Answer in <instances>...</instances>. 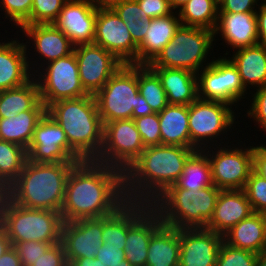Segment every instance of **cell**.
<instances>
[{
	"mask_svg": "<svg viewBox=\"0 0 266 266\" xmlns=\"http://www.w3.org/2000/svg\"><path fill=\"white\" fill-rule=\"evenodd\" d=\"M32 266H69L62 243L51 245Z\"/></svg>",
	"mask_w": 266,
	"mask_h": 266,
	"instance_id": "ee69618b",
	"label": "cell"
},
{
	"mask_svg": "<svg viewBox=\"0 0 266 266\" xmlns=\"http://www.w3.org/2000/svg\"><path fill=\"white\" fill-rule=\"evenodd\" d=\"M51 243H43L39 241L18 242L13 245L16 249L22 266H32L34 262L45 253L51 246Z\"/></svg>",
	"mask_w": 266,
	"mask_h": 266,
	"instance_id": "b9f144b4",
	"label": "cell"
},
{
	"mask_svg": "<svg viewBox=\"0 0 266 266\" xmlns=\"http://www.w3.org/2000/svg\"><path fill=\"white\" fill-rule=\"evenodd\" d=\"M97 9H110L126 0H90Z\"/></svg>",
	"mask_w": 266,
	"mask_h": 266,
	"instance_id": "680465c9",
	"label": "cell"
},
{
	"mask_svg": "<svg viewBox=\"0 0 266 266\" xmlns=\"http://www.w3.org/2000/svg\"><path fill=\"white\" fill-rule=\"evenodd\" d=\"M214 36L212 30L181 25L170 42L148 66L186 69L198 74L215 40Z\"/></svg>",
	"mask_w": 266,
	"mask_h": 266,
	"instance_id": "52a82bcc",
	"label": "cell"
},
{
	"mask_svg": "<svg viewBox=\"0 0 266 266\" xmlns=\"http://www.w3.org/2000/svg\"><path fill=\"white\" fill-rule=\"evenodd\" d=\"M189 0H169L172 9H178L185 5Z\"/></svg>",
	"mask_w": 266,
	"mask_h": 266,
	"instance_id": "6125c7cd",
	"label": "cell"
},
{
	"mask_svg": "<svg viewBox=\"0 0 266 266\" xmlns=\"http://www.w3.org/2000/svg\"><path fill=\"white\" fill-rule=\"evenodd\" d=\"M5 8L6 17H10L16 25L21 26L31 14L33 0H0Z\"/></svg>",
	"mask_w": 266,
	"mask_h": 266,
	"instance_id": "7bdbcfd3",
	"label": "cell"
},
{
	"mask_svg": "<svg viewBox=\"0 0 266 266\" xmlns=\"http://www.w3.org/2000/svg\"><path fill=\"white\" fill-rule=\"evenodd\" d=\"M179 229L163 224L151 237L146 266H179Z\"/></svg>",
	"mask_w": 266,
	"mask_h": 266,
	"instance_id": "f1b7e54d",
	"label": "cell"
},
{
	"mask_svg": "<svg viewBox=\"0 0 266 266\" xmlns=\"http://www.w3.org/2000/svg\"><path fill=\"white\" fill-rule=\"evenodd\" d=\"M229 105L221 101L197 98L188 106L190 141L198 150H202L204 139L207 141L218 137L222 131L224 133L231 128L235 117Z\"/></svg>",
	"mask_w": 266,
	"mask_h": 266,
	"instance_id": "5bb4252c",
	"label": "cell"
},
{
	"mask_svg": "<svg viewBox=\"0 0 266 266\" xmlns=\"http://www.w3.org/2000/svg\"><path fill=\"white\" fill-rule=\"evenodd\" d=\"M46 112L66 133L70 147L83 160H96L103 145L104 125L94 95L54 102Z\"/></svg>",
	"mask_w": 266,
	"mask_h": 266,
	"instance_id": "277c9868",
	"label": "cell"
},
{
	"mask_svg": "<svg viewBox=\"0 0 266 266\" xmlns=\"http://www.w3.org/2000/svg\"><path fill=\"white\" fill-rule=\"evenodd\" d=\"M244 191L253 212L264 213L266 211V180L252 170Z\"/></svg>",
	"mask_w": 266,
	"mask_h": 266,
	"instance_id": "ab89813d",
	"label": "cell"
},
{
	"mask_svg": "<svg viewBox=\"0 0 266 266\" xmlns=\"http://www.w3.org/2000/svg\"><path fill=\"white\" fill-rule=\"evenodd\" d=\"M27 160L25 148L0 140V178L8 187L18 178Z\"/></svg>",
	"mask_w": 266,
	"mask_h": 266,
	"instance_id": "e575fe53",
	"label": "cell"
},
{
	"mask_svg": "<svg viewBox=\"0 0 266 266\" xmlns=\"http://www.w3.org/2000/svg\"><path fill=\"white\" fill-rule=\"evenodd\" d=\"M28 110H46L36 79L32 78L23 86L0 91V118H10Z\"/></svg>",
	"mask_w": 266,
	"mask_h": 266,
	"instance_id": "4dcf8cb0",
	"label": "cell"
},
{
	"mask_svg": "<svg viewBox=\"0 0 266 266\" xmlns=\"http://www.w3.org/2000/svg\"><path fill=\"white\" fill-rule=\"evenodd\" d=\"M138 89L154 113L168 105L160 78L148 65H138Z\"/></svg>",
	"mask_w": 266,
	"mask_h": 266,
	"instance_id": "d590c367",
	"label": "cell"
},
{
	"mask_svg": "<svg viewBox=\"0 0 266 266\" xmlns=\"http://www.w3.org/2000/svg\"><path fill=\"white\" fill-rule=\"evenodd\" d=\"M179 238V266H216L222 235L206 228H183Z\"/></svg>",
	"mask_w": 266,
	"mask_h": 266,
	"instance_id": "d6986e66",
	"label": "cell"
},
{
	"mask_svg": "<svg viewBox=\"0 0 266 266\" xmlns=\"http://www.w3.org/2000/svg\"><path fill=\"white\" fill-rule=\"evenodd\" d=\"M218 4L222 1V0H215Z\"/></svg>",
	"mask_w": 266,
	"mask_h": 266,
	"instance_id": "03108f58",
	"label": "cell"
},
{
	"mask_svg": "<svg viewBox=\"0 0 266 266\" xmlns=\"http://www.w3.org/2000/svg\"><path fill=\"white\" fill-rule=\"evenodd\" d=\"M97 8L90 0H68L53 23L74 46L94 43Z\"/></svg>",
	"mask_w": 266,
	"mask_h": 266,
	"instance_id": "ffe728a7",
	"label": "cell"
},
{
	"mask_svg": "<svg viewBox=\"0 0 266 266\" xmlns=\"http://www.w3.org/2000/svg\"><path fill=\"white\" fill-rule=\"evenodd\" d=\"M95 258L99 259L103 266H115L125 259L124 247L106 246L103 243Z\"/></svg>",
	"mask_w": 266,
	"mask_h": 266,
	"instance_id": "c3c4849f",
	"label": "cell"
},
{
	"mask_svg": "<svg viewBox=\"0 0 266 266\" xmlns=\"http://www.w3.org/2000/svg\"><path fill=\"white\" fill-rule=\"evenodd\" d=\"M163 225L159 213L147 203L127 201L125 259L132 266H146L152 235Z\"/></svg>",
	"mask_w": 266,
	"mask_h": 266,
	"instance_id": "30bf717a",
	"label": "cell"
},
{
	"mask_svg": "<svg viewBox=\"0 0 266 266\" xmlns=\"http://www.w3.org/2000/svg\"><path fill=\"white\" fill-rule=\"evenodd\" d=\"M115 266H132L126 259L122 260L120 264Z\"/></svg>",
	"mask_w": 266,
	"mask_h": 266,
	"instance_id": "be15d7a7",
	"label": "cell"
},
{
	"mask_svg": "<svg viewBox=\"0 0 266 266\" xmlns=\"http://www.w3.org/2000/svg\"><path fill=\"white\" fill-rule=\"evenodd\" d=\"M179 17L172 13L150 19V26L143 41L138 45L137 65H148L170 42L181 26Z\"/></svg>",
	"mask_w": 266,
	"mask_h": 266,
	"instance_id": "484cf974",
	"label": "cell"
},
{
	"mask_svg": "<svg viewBox=\"0 0 266 266\" xmlns=\"http://www.w3.org/2000/svg\"><path fill=\"white\" fill-rule=\"evenodd\" d=\"M162 145L198 150L190 141L188 106L168 104L158 113Z\"/></svg>",
	"mask_w": 266,
	"mask_h": 266,
	"instance_id": "83f0119b",
	"label": "cell"
},
{
	"mask_svg": "<svg viewBox=\"0 0 266 266\" xmlns=\"http://www.w3.org/2000/svg\"><path fill=\"white\" fill-rule=\"evenodd\" d=\"M138 94V65L122 64L94 95L103 125L115 120L132 119Z\"/></svg>",
	"mask_w": 266,
	"mask_h": 266,
	"instance_id": "ba28073f",
	"label": "cell"
},
{
	"mask_svg": "<svg viewBox=\"0 0 266 266\" xmlns=\"http://www.w3.org/2000/svg\"><path fill=\"white\" fill-rule=\"evenodd\" d=\"M63 219L60 212L31 209L14 203L10 198L0 207V226L12 246L18 242H61Z\"/></svg>",
	"mask_w": 266,
	"mask_h": 266,
	"instance_id": "8992f818",
	"label": "cell"
},
{
	"mask_svg": "<svg viewBox=\"0 0 266 266\" xmlns=\"http://www.w3.org/2000/svg\"><path fill=\"white\" fill-rule=\"evenodd\" d=\"M205 150H197L187 159L180 178L169 188H183L196 192L214 185L211 166L207 155L204 153Z\"/></svg>",
	"mask_w": 266,
	"mask_h": 266,
	"instance_id": "d6a6232c",
	"label": "cell"
},
{
	"mask_svg": "<svg viewBox=\"0 0 266 266\" xmlns=\"http://www.w3.org/2000/svg\"><path fill=\"white\" fill-rule=\"evenodd\" d=\"M150 19L170 15L172 8L169 0H136Z\"/></svg>",
	"mask_w": 266,
	"mask_h": 266,
	"instance_id": "7dc6e473",
	"label": "cell"
},
{
	"mask_svg": "<svg viewBox=\"0 0 266 266\" xmlns=\"http://www.w3.org/2000/svg\"><path fill=\"white\" fill-rule=\"evenodd\" d=\"M68 0H33L30 17L22 25L51 24Z\"/></svg>",
	"mask_w": 266,
	"mask_h": 266,
	"instance_id": "74e56055",
	"label": "cell"
},
{
	"mask_svg": "<svg viewBox=\"0 0 266 266\" xmlns=\"http://www.w3.org/2000/svg\"><path fill=\"white\" fill-rule=\"evenodd\" d=\"M69 266H103L100 260L95 257H83L75 259Z\"/></svg>",
	"mask_w": 266,
	"mask_h": 266,
	"instance_id": "9f6ffc18",
	"label": "cell"
},
{
	"mask_svg": "<svg viewBox=\"0 0 266 266\" xmlns=\"http://www.w3.org/2000/svg\"><path fill=\"white\" fill-rule=\"evenodd\" d=\"M145 147L161 145V132L158 113L133 119Z\"/></svg>",
	"mask_w": 266,
	"mask_h": 266,
	"instance_id": "60d3db41",
	"label": "cell"
},
{
	"mask_svg": "<svg viewBox=\"0 0 266 266\" xmlns=\"http://www.w3.org/2000/svg\"><path fill=\"white\" fill-rule=\"evenodd\" d=\"M228 245L256 254L266 250V222L263 213L253 212L223 235Z\"/></svg>",
	"mask_w": 266,
	"mask_h": 266,
	"instance_id": "4316f807",
	"label": "cell"
},
{
	"mask_svg": "<svg viewBox=\"0 0 266 266\" xmlns=\"http://www.w3.org/2000/svg\"><path fill=\"white\" fill-rule=\"evenodd\" d=\"M78 72L84 90L95 95L123 64L103 47L91 44L74 46Z\"/></svg>",
	"mask_w": 266,
	"mask_h": 266,
	"instance_id": "2e32d148",
	"label": "cell"
},
{
	"mask_svg": "<svg viewBox=\"0 0 266 266\" xmlns=\"http://www.w3.org/2000/svg\"><path fill=\"white\" fill-rule=\"evenodd\" d=\"M76 164L27 160L18 178L9 186V198L26 208L60 212L67 178Z\"/></svg>",
	"mask_w": 266,
	"mask_h": 266,
	"instance_id": "3957f363",
	"label": "cell"
},
{
	"mask_svg": "<svg viewBox=\"0 0 266 266\" xmlns=\"http://www.w3.org/2000/svg\"><path fill=\"white\" fill-rule=\"evenodd\" d=\"M257 255L248 250L232 247L223 241L216 266H257Z\"/></svg>",
	"mask_w": 266,
	"mask_h": 266,
	"instance_id": "f35d334b",
	"label": "cell"
},
{
	"mask_svg": "<svg viewBox=\"0 0 266 266\" xmlns=\"http://www.w3.org/2000/svg\"><path fill=\"white\" fill-rule=\"evenodd\" d=\"M46 110H28L10 118H0V140L25 148L31 143L33 132Z\"/></svg>",
	"mask_w": 266,
	"mask_h": 266,
	"instance_id": "1f68e13d",
	"label": "cell"
},
{
	"mask_svg": "<svg viewBox=\"0 0 266 266\" xmlns=\"http://www.w3.org/2000/svg\"><path fill=\"white\" fill-rule=\"evenodd\" d=\"M27 154L28 160L36 163L84 161L70 147L66 133L47 112L36 125Z\"/></svg>",
	"mask_w": 266,
	"mask_h": 266,
	"instance_id": "8fae6325",
	"label": "cell"
},
{
	"mask_svg": "<svg viewBox=\"0 0 266 266\" xmlns=\"http://www.w3.org/2000/svg\"><path fill=\"white\" fill-rule=\"evenodd\" d=\"M12 247L6 231L0 226V257Z\"/></svg>",
	"mask_w": 266,
	"mask_h": 266,
	"instance_id": "6f0895ef",
	"label": "cell"
},
{
	"mask_svg": "<svg viewBox=\"0 0 266 266\" xmlns=\"http://www.w3.org/2000/svg\"><path fill=\"white\" fill-rule=\"evenodd\" d=\"M126 202L124 172L95 160H84L69 173L60 213L63 222L103 218Z\"/></svg>",
	"mask_w": 266,
	"mask_h": 266,
	"instance_id": "6da1fadb",
	"label": "cell"
},
{
	"mask_svg": "<svg viewBox=\"0 0 266 266\" xmlns=\"http://www.w3.org/2000/svg\"><path fill=\"white\" fill-rule=\"evenodd\" d=\"M252 213L244 189L220 190L212 217L205 228L223 236Z\"/></svg>",
	"mask_w": 266,
	"mask_h": 266,
	"instance_id": "44dd1931",
	"label": "cell"
},
{
	"mask_svg": "<svg viewBox=\"0 0 266 266\" xmlns=\"http://www.w3.org/2000/svg\"><path fill=\"white\" fill-rule=\"evenodd\" d=\"M237 68L244 87L266 85V46L256 44L239 48L229 59Z\"/></svg>",
	"mask_w": 266,
	"mask_h": 266,
	"instance_id": "f546056e",
	"label": "cell"
},
{
	"mask_svg": "<svg viewBox=\"0 0 266 266\" xmlns=\"http://www.w3.org/2000/svg\"><path fill=\"white\" fill-rule=\"evenodd\" d=\"M253 149L220 148L212 157L205 153L209 157L214 186L221 190L244 189L253 170Z\"/></svg>",
	"mask_w": 266,
	"mask_h": 266,
	"instance_id": "e0dca14e",
	"label": "cell"
},
{
	"mask_svg": "<svg viewBox=\"0 0 266 266\" xmlns=\"http://www.w3.org/2000/svg\"><path fill=\"white\" fill-rule=\"evenodd\" d=\"M9 199V187L0 178V207Z\"/></svg>",
	"mask_w": 266,
	"mask_h": 266,
	"instance_id": "91938a15",
	"label": "cell"
},
{
	"mask_svg": "<svg viewBox=\"0 0 266 266\" xmlns=\"http://www.w3.org/2000/svg\"><path fill=\"white\" fill-rule=\"evenodd\" d=\"M0 266H22L21 259L13 246L0 257Z\"/></svg>",
	"mask_w": 266,
	"mask_h": 266,
	"instance_id": "11a10c76",
	"label": "cell"
},
{
	"mask_svg": "<svg viewBox=\"0 0 266 266\" xmlns=\"http://www.w3.org/2000/svg\"><path fill=\"white\" fill-rule=\"evenodd\" d=\"M248 116L253 117L266 130V85L257 89Z\"/></svg>",
	"mask_w": 266,
	"mask_h": 266,
	"instance_id": "bcb514c9",
	"label": "cell"
},
{
	"mask_svg": "<svg viewBox=\"0 0 266 266\" xmlns=\"http://www.w3.org/2000/svg\"><path fill=\"white\" fill-rule=\"evenodd\" d=\"M263 215H264L265 222H266V211L263 213Z\"/></svg>",
	"mask_w": 266,
	"mask_h": 266,
	"instance_id": "e7e4bbea",
	"label": "cell"
},
{
	"mask_svg": "<svg viewBox=\"0 0 266 266\" xmlns=\"http://www.w3.org/2000/svg\"><path fill=\"white\" fill-rule=\"evenodd\" d=\"M253 170L266 180V147L264 145L253 149Z\"/></svg>",
	"mask_w": 266,
	"mask_h": 266,
	"instance_id": "816d5d0a",
	"label": "cell"
},
{
	"mask_svg": "<svg viewBox=\"0 0 266 266\" xmlns=\"http://www.w3.org/2000/svg\"><path fill=\"white\" fill-rule=\"evenodd\" d=\"M195 151L175 145L147 146L124 172L127 201L151 205L180 178L187 159Z\"/></svg>",
	"mask_w": 266,
	"mask_h": 266,
	"instance_id": "7a4b0ae2",
	"label": "cell"
},
{
	"mask_svg": "<svg viewBox=\"0 0 266 266\" xmlns=\"http://www.w3.org/2000/svg\"><path fill=\"white\" fill-rule=\"evenodd\" d=\"M145 148L133 119L115 120L104 124L103 145L95 161L125 172Z\"/></svg>",
	"mask_w": 266,
	"mask_h": 266,
	"instance_id": "9c48e42d",
	"label": "cell"
},
{
	"mask_svg": "<svg viewBox=\"0 0 266 266\" xmlns=\"http://www.w3.org/2000/svg\"><path fill=\"white\" fill-rule=\"evenodd\" d=\"M94 44L111 52L123 64L137 65L138 45L112 8L97 9Z\"/></svg>",
	"mask_w": 266,
	"mask_h": 266,
	"instance_id": "9a60e30c",
	"label": "cell"
},
{
	"mask_svg": "<svg viewBox=\"0 0 266 266\" xmlns=\"http://www.w3.org/2000/svg\"><path fill=\"white\" fill-rule=\"evenodd\" d=\"M103 218L63 222L61 243L69 265L78 258L96 257L102 246Z\"/></svg>",
	"mask_w": 266,
	"mask_h": 266,
	"instance_id": "ac0fdd59",
	"label": "cell"
},
{
	"mask_svg": "<svg viewBox=\"0 0 266 266\" xmlns=\"http://www.w3.org/2000/svg\"><path fill=\"white\" fill-rule=\"evenodd\" d=\"M197 74L198 98L221 101L230 107L243 98L246 88L234 64L226 58L213 60Z\"/></svg>",
	"mask_w": 266,
	"mask_h": 266,
	"instance_id": "7c38bea8",
	"label": "cell"
},
{
	"mask_svg": "<svg viewBox=\"0 0 266 266\" xmlns=\"http://www.w3.org/2000/svg\"><path fill=\"white\" fill-rule=\"evenodd\" d=\"M22 31L32 38L36 51L48 62L73 53L74 45L67 35L51 24L21 25Z\"/></svg>",
	"mask_w": 266,
	"mask_h": 266,
	"instance_id": "cb8c5ba5",
	"label": "cell"
},
{
	"mask_svg": "<svg viewBox=\"0 0 266 266\" xmlns=\"http://www.w3.org/2000/svg\"><path fill=\"white\" fill-rule=\"evenodd\" d=\"M126 25L133 41L139 45L143 41L150 26V19H138V21L127 22Z\"/></svg>",
	"mask_w": 266,
	"mask_h": 266,
	"instance_id": "f907efd6",
	"label": "cell"
},
{
	"mask_svg": "<svg viewBox=\"0 0 266 266\" xmlns=\"http://www.w3.org/2000/svg\"><path fill=\"white\" fill-rule=\"evenodd\" d=\"M220 190L214 185L196 192L168 188L151 206L167 226L176 229L205 228L212 217Z\"/></svg>",
	"mask_w": 266,
	"mask_h": 266,
	"instance_id": "5b68a950",
	"label": "cell"
},
{
	"mask_svg": "<svg viewBox=\"0 0 266 266\" xmlns=\"http://www.w3.org/2000/svg\"><path fill=\"white\" fill-rule=\"evenodd\" d=\"M260 11H256L258 43L266 46V1L260 5Z\"/></svg>",
	"mask_w": 266,
	"mask_h": 266,
	"instance_id": "f5cc1de1",
	"label": "cell"
},
{
	"mask_svg": "<svg viewBox=\"0 0 266 266\" xmlns=\"http://www.w3.org/2000/svg\"><path fill=\"white\" fill-rule=\"evenodd\" d=\"M127 239V202L115 213L103 217L102 242L106 246L125 247Z\"/></svg>",
	"mask_w": 266,
	"mask_h": 266,
	"instance_id": "8d00e7d4",
	"label": "cell"
},
{
	"mask_svg": "<svg viewBox=\"0 0 266 266\" xmlns=\"http://www.w3.org/2000/svg\"><path fill=\"white\" fill-rule=\"evenodd\" d=\"M26 50L27 45L16 40L0 43V91L23 86L31 80L33 74L28 70Z\"/></svg>",
	"mask_w": 266,
	"mask_h": 266,
	"instance_id": "603a6c76",
	"label": "cell"
},
{
	"mask_svg": "<svg viewBox=\"0 0 266 266\" xmlns=\"http://www.w3.org/2000/svg\"><path fill=\"white\" fill-rule=\"evenodd\" d=\"M150 68L160 78L168 104L189 106L198 98L197 74L186 69Z\"/></svg>",
	"mask_w": 266,
	"mask_h": 266,
	"instance_id": "d4e9b609",
	"label": "cell"
},
{
	"mask_svg": "<svg viewBox=\"0 0 266 266\" xmlns=\"http://www.w3.org/2000/svg\"><path fill=\"white\" fill-rule=\"evenodd\" d=\"M258 0H222L219 3L218 12H230V13H244V12H256L255 3L257 5Z\"/></svg>",
	"mask_w": 266,
	"mask_h": 266,
	"instance_id": "681fc988",
	"label": "cell"
},
{
	"mask_svg": "<svg viewBox=\"0 0 266 266\" xmlns=\"http://www.w3.org/2000/svg\"><path fill=\"white\" fill-rule=\"evenodd\" d=\"M257 266H266V250L257 255Z\"/></svg>",
	"mask_w": 266,
	"mask_h": 266,
	"instance_id": "94428289",
	"label": "cell"
},
{
	"mask_svg": "<svg viewBox=\"0 0 266 266\" xmlns=\"http://www.w3.org/2000/svg\"><path fill=\"white\" fill-rule=\"evenodd\" d=\"M219 4L215 0H189L178 13L184 26L206 28L214 31Z\"/></svg>",
	"mask_w": 266,
	"mask_h": 266,
	"instance_id": "836d02e7",
	"label": "cell"
},
{
	"mask_svg": "<svg viewBox=\"0 0 266 266\" xmlns=\"http://www.w3.org/2000/svg\"><path fill=\"white\" fill-rule=\"evenodd\" d=\"M112 9L125 24L127 22L138 21V19H150L136 0L123 1L115 5Z\"/></svg>",
	"mask_w": 266,
	"mask_h": 266,
	"instance_id": "f6af8a7d",
	"label": "cell"
},
{
	"mask_svg": "<svg viewBox=\"0 0 266 266\" xmlns=\"http://www.w3.org/2000/svg\"><path fill=\"white\" fill-rule=\"evenodd\" d=\"M153 110L143 98V96L139 93L137 95V104L136 107L133 108L132 119L143 117L146 115L153 114Z\"/></svg>",
	"mask_w": 266,
	"mask_h": 266,
	"instance_id": "db71d44e",
	"label": "cell"
},
{
	"mask_svg": "<svg viewBox=\"0 0 266 266\" xmlns=\"http://www.w3.org/2000/svg\"><path fill=\"white\" fill-rule=\"evenodd\" d=\"M220 31L225 43L232 48H243L258 44L256 12H218L214 35Z\"/></svg>",
	"mask_w": 266,
	"mask_h": 266,
	"instance_id": "7402d4cb",
	"label": "cell"
},
{
	"mask_svg": "<svg viewBox=\"0 0 266 266\" xmlns=\"http://www.w3.org/2000/svg\"><path fill=\"white\" fill-rule=\"evenodd\" d=\"M45 71L42 82L38 79L37 83L40 99L46 108L60 100L89 95L81 84L74 52L48 63Z\"/></svg>",
	"mask_w": 266,
	"mask_h": 266,
	"instance_id": "4fadbf2b",
	"label": "cell"
}]
</instances>
